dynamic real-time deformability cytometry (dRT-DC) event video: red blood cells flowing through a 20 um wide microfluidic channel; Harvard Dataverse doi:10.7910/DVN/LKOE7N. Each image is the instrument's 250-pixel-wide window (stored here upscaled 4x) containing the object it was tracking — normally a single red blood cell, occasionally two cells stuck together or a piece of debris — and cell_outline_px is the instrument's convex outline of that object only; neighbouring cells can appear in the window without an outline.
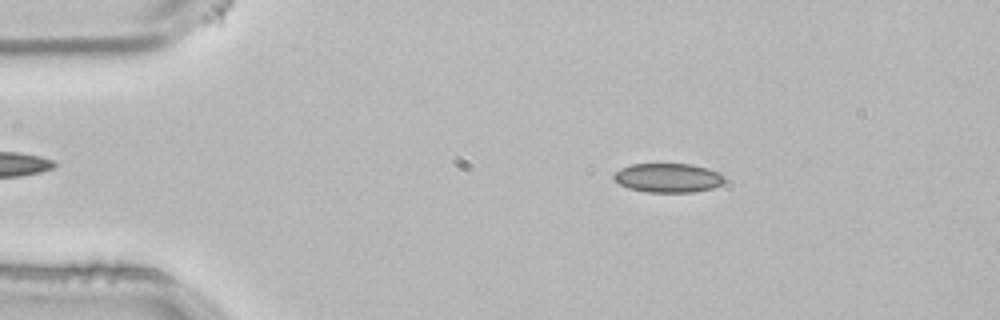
{"species": "common noctule bat (a hibernating species)", "species_latin": "Nyctalus noctula", "temperature_condition": "room temperature", "stored_images_in_passage": 2, "camera_frame_rate_fps": 3000, "um_per_image_px": 0.085, "animal": {"sex": "male", "body_mass_g": 21.5, "forearm_length_mm": 52.0}, "frame": {"image": 1, "passage_image": 1, "time_ms": 0.0, "image_size_px": [1000, 320], "cell_outline_px": [[724, 180], [720, 184], [712, 188], [692, 192], [648, 192], [628, 188], [620, 184], [612, 176], [620, 168], [628, 164], [692, 164], [708, 168], [720, 172], [724, 176]], "centroid_in_image_um": [56.78, 15.1], "position_along_channel_um": 28.2, "area_um2": 18.79}}